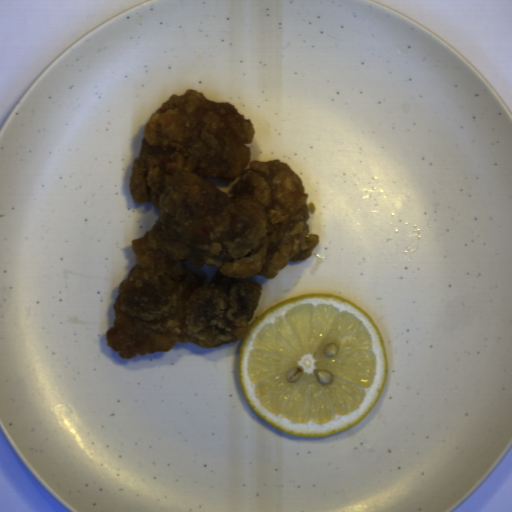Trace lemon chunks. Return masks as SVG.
<instances>
[{
	"instance_id": "1",
	"label": "lemon chunks",
	"mask_w": 512,
	"mask_h": 512,
	"mask_svg": "<svg viewBox=\"0 0 512 512\" xmlns=\"http://www.w3.org/2000/svg\"><path fill=\"white\" fill-rule=\"evenodd\" d=\"M244 397L278 431L321 438L377 404L388 357L376 324L344 297L299 295L264 310L242 337Z\"/></svg>"
}]
</instances>
